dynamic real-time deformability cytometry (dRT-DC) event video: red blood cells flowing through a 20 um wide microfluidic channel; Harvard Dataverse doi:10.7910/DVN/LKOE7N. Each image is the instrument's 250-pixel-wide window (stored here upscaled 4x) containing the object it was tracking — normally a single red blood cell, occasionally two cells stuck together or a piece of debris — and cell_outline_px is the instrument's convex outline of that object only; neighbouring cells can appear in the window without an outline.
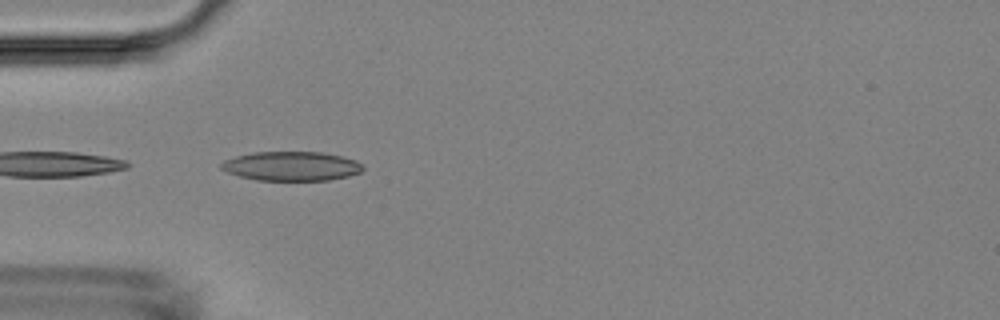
{"species": "Egyptian fruit bat (a non-hibernating species)", "species_latin": "Rousettus aegyptiacus", "temperature_condition": "room temperature", "stored_images_in_passage": 3, "camera_frame_rate_fps": 3000, "um_per_image_px": 0.085, "animal": {"sex": "female"}, "frame": {"image": 1, "passage_image": 1, "time_ms": 0.0, "image_size_px": [1000, 320], "cell_outline_px": [[364, 168], [360, 172], [348, 176], [328, 180], [256, 180], [240, 176], [228, 172], [220, 168], [220, 164], [224, 160], [236, 156], [252, 152], [324, 152], [356, 160]], "centroid_in_image_um": [24.75, 14.11], "position_along_channel_um": 60.2, "area_um2": 24.04}}